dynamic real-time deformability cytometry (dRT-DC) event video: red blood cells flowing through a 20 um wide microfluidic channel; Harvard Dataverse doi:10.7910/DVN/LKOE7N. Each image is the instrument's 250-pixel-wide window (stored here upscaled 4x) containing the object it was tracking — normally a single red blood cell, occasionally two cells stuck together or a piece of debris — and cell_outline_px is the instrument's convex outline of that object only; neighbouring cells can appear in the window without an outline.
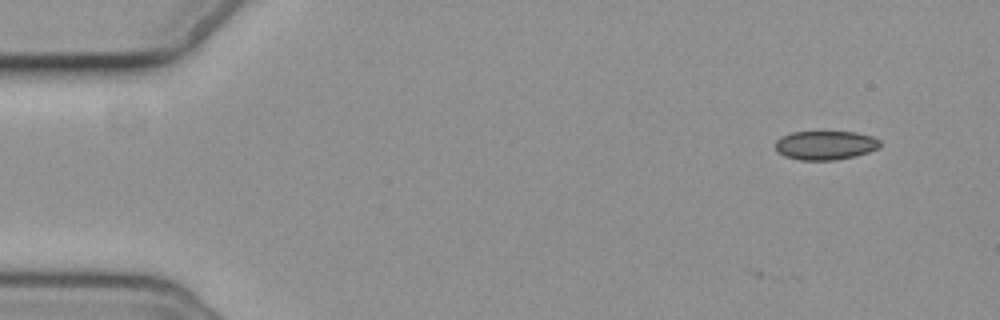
{"species": "common noctule bat (a hibernating species)", "species_latin": "Nyctalus noctula", "temperature_condition": "cold", "stored_images_in_passage": 5, "camera_frame_rate_fps": 3000, "um_per_image_px": 0.085, "animal": {"sex": "female", "body_mass_g": 19.3, "forearm_length_mm": 54.1}, "frame": {"image": 1, "passage_image": 1, "time_ms": 0.0, "image_size_px": [1000, 320], "cell_outline_px": [[880, 148], [856, 156], [836, 160], [800, 160], [784, 156], [776, 152], [776, 140], [780, 136], [792, 132], [856, 132], [872, 136], [880, 140]], "centroid_in_image_um": [70.15, 12.35], "position_along_channel_um": 14.8, "area_um2": 17.86}}